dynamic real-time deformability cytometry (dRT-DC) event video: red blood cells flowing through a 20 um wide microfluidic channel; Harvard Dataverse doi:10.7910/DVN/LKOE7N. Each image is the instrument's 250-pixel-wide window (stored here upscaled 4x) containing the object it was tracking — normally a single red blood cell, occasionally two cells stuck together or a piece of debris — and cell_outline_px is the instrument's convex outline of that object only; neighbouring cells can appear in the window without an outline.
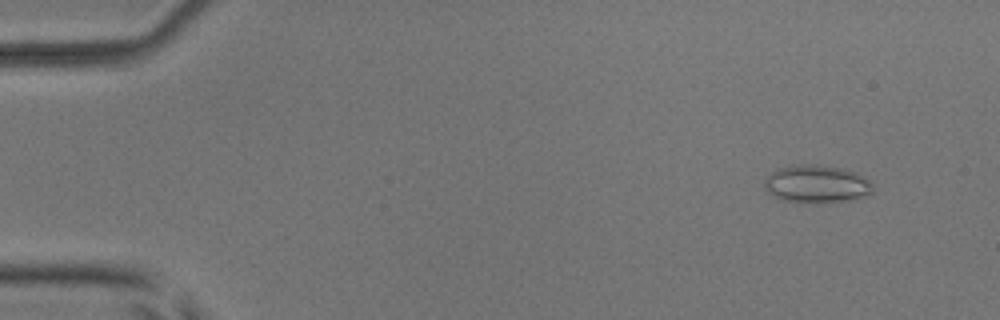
{"species": "common noctule bat (a hibernating species)", "species_latin": "Nyctalus noctula", "temperature_condition": "room temperature", "stored_images_in_passage": 48, "camera_frame_rate_fps": 3000, "um_per_image_px": 0.085, "animal": {"sex": "male", "body_mass_g": 17.9, "forearm_length_mm": 54.2}, "frame": {"image": 1, "passage_image": 5, "time_ms": 1.333, "image_size_px": [1000, 320], "cell_outline_px": [[872, 192], [868, 196], [852, 200], [812, 204], [780, 200], [772, 196], [764, 188], [764, 180], [776, 168], [796, 164], [816, 164], [840, 168], [856, 172], [864, 176], [872, 184]], "centroid_in_image_um": [69.4, 15.66], "position_along_channel_um": 15.6, "area_um2": 24.45}}
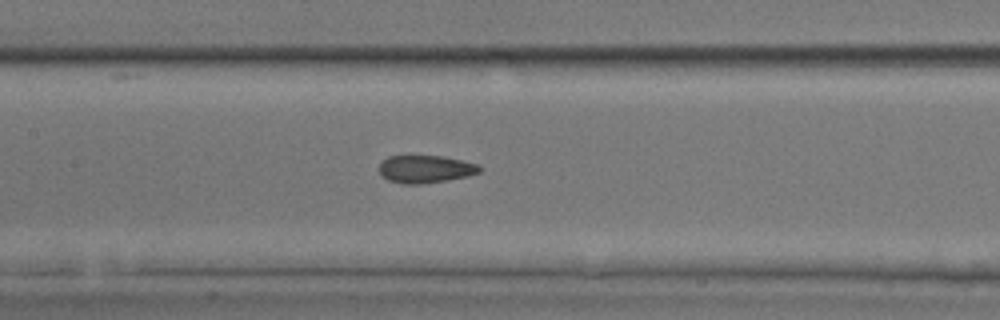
{"frame": {"image": 2, "passage_image": 26, "time_ms": 8.333, "image_size_px": [1000, 320], "cell_outline_px": [[484, 168], [480, 172], [468, 176], [448, 180], [420, 184], [400, 184], [388, 180], [380, 176], [380, 164], [388, 156], [444, 156], [480, 164]], "centroid_in_image_um": [36.2, 14.38], "position_along_channel_um": 171.2, "area_um2": 16.42}}
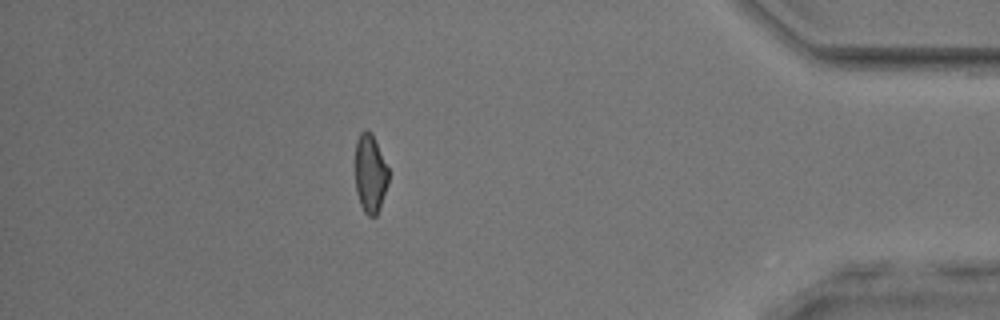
{"frame": {"image": 3, "passage_image": 47, "time_ms": 15.333, "image_size_px": [1000, 320], "cell_outline_px": [[388, 184], [380, 208], [376, 216], [368, 216], [364, 212], [360, 204], [356, 192], [356, 140], [360, 132], [364, 128], [372, 132], [388, 168]], "centroid_in_image_um": [31.47, 14.74], "position_along_channel_um": 403.7, "area_um2": 15.32}}